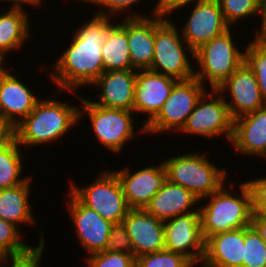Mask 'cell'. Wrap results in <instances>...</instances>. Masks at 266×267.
<instances>
[{"instance_id": "1", "label": "cell", "mask_w": 266, "mask_h": 267, "mask_svg": "<svg viewBox=\"0 0 266 267\" xmlns=\"http://www.w3.org/2000/svg\"><path fill=\"white\" fill-rule=\"evenodd\" d=\"M86 24L77 27L71 44L61 53L53 65L50 79L57 92L74 91L78 87L91 86L104 72L101 49L111 23L109 16L94 14Z\"/></svg>"}, {"instance_id": "2", "label": "cell", "mask_w": 266, "mask_h": 267, "mask_svg": "<svg viewBox=\"0 0 266 267\" xmlns=\"http://www.w3.org/2000/svg\"><path fill=\"white\" fill-rule=\"evenodd\" d=\"M54 99L41 98L34 109L14 127V138L20 146L31 147L52 143L66 136L79 122L76 106Z\"/></svg>"}, {"instance_id": "3", "label": "cell", "mask_w": 266, "mask_h": 267, "mask_svg": "<svg viewBox=\"0 0 266 267\" xmlns=\"http://www.w3.org/2000/svg\"><path fill=\"white\" fill-rule=\"evenodd\" d=\"M225 183L214 193L206 197L207 204L198 205L200 213V226L203 239L210 236L248 227L251 225L252 201L251 191L246 182L240 184V194H232Z\"/></svg>"}, {"instance_id": "4", "label": "cell", "mask_w": 266, "mask_h": 267, "mask_svg": "<svg viewBox=\"0 0 266 267\" xmlns=\"http://www.w3.org/2000/svg\"><path fill=\"white\" fill-rule=\"evenodd\" d=\"M209 161L206 155L191 152L163 162L170 182L181 185L202 200L217 191L227 179V170Z\"/></svg>"}, {"instance_id": "5", "label": "cell", "mask_w": 266, "mask_h": 267, "mask_svg": "<svg viewBox=\"0 0 266 267\" xmlns=\"http://www.w3.org/2000/svg\"><path fill=\"white\" fill-rule=\"evenodd\" d=\"M231 34L229 29L194 52L199 64L194 77L203 85L209 81L210 89H217L244 62V52L235 46Z\"/></svg>"}, {"instance_id": "6", "label": "cell", "mask_w": 266, "mask_h": 267, "mask_svg": "<svg viewBox=\"0 0 266 267\" xmlns=\"http://www.w3.org/2000/svg\"><path fill=\"white\" fill-rule=\"evenodd\" d=\"M170 19L167 17L155 29L154 56L149 70L187 80L194 77L195 66L191 65L188 57V53H191L194 58V52L179 33L178 26Z\"/></svg>"}, {"instance_id": "7", "label": "cell", "mask_w": 266, "mask_h": 267, "mask_svg": "<svg viewBox=\"0 0 266 267\" xmlns=\"http://www.w3.org/2000/svg\"><path fill=\"white\" fill-rule=\"evenodd\" d=\"M74 95L80 98L81 106L83 105L82 110L79 109V120L87 113L97 140L105 149L119 154L125 144L133 140L136 134L134 111L105 108L94 104L92 100H86L83 95Z\"/></svg>"}, {"instance_id": "8", "label": "cell", "mask_w": 266, "mask_h": 267, "mask_svg": "<svg viewBox=\"0 0 266 267\" xmlns=\"http://www.w3.org/2000/svg\"><path fill=\"white\" fill-rule=\"evenodd\" d=\"M99 173L93 183L79 188L70 182V192L85 206L95 210L102 218L111 222H122L130 211L122 186L115 172Z\"/></svg>"}, {"instance_id": "9", "label": "cell", "mask_w": 266, "mask_h": 267, "mask_svg": "<svg viewBox=\"0 0 266 267\" xmlns=\"http://www.w3.org/2000/svg\"><path fill=\"white\" fill-rule=\"evenodd\" d=\"M206 91L196 77L178 80L157 115L144 126V134L180 131Z\"/></svg>"}, {"instance_id": "10", "label": "cell", "mask_w": 266, "mask_h": 267, "mask_svg": "<svg viewBox=\"0 0 266 267\" xmlns=\"http://www.w3.org/2000/svg\"><path fill=\"white\" fill-rule=\"evenodd\" d=\"M207 92L199 99L179 132L212 139L223 135L231 142L234 119L226 104V96L217 89Z\"/></svg>"}, {"instance_id": "11", "label": "cell", "mask_w": 266, "mask_h": 267, "mask_svg": "<svg viewBox=\"0 0 266 267\" xmlns=\"http://www.w3.org/2000/svg\"><path fill=\"white\" fill-rule=\"evenodd\" d=\"M164 221L165 250L181 254L194 265L205 255V240L200 226L199 209Z\"/></svg>"}, {"instance_id": "12", "label": "cell", "mask_w": 266, "mask_h": 267, "mask_svg": "<svg viewBox=\"0 0 266 267\" xmlns=\"http://www.w3.org/2000/svg\"><path fill=\"white\" fill-rule=\"evenodd\" d=\"M186 21L181 29V35L193 52L231 29L223 17L217 0L197 2Z\"/></svg>"}, {"instance_id": "13", "label": "cell", "mask_w": 266, "mask_h": 267, "mask_svg": "<svg viewBox=\"0 0 266 267\" xmlns=\"http://www.w3.org/2000/svg\"><path fill=\"white\" fill-rule=\"evenodd\" d=\"M129 169L125 166L124 169L114 172L120 181L128 206L131 209H143L168 181L165 164L162 161L158 166H147L135 172Z\"/></svg>"}, {"instance_id": "14", "label": "cell", "mask_w": 266, "mask_h": 267, "mask_svg": "<svg viewBox=\"0 0 266 267\" xmlns=\"http://www.w3.org/2000/svg\"><path fill=\"white\" fill-rule=\"evenodd\" d=\"M66 206L76 228L77 238L89 256L106 249L113 223L102 218L95 210L83 205L70 191Z\"/></svg>"}, {"instance_id": "15", "label": "cell", "mask_w": 266, "mask_h": 267, "mask_svg": "<svg viewBox=\"0 0 266 267\" xmlns=\"http://www.w3.org/2000/svg\"><path fill=\"white\" fill-rule=\"evenodd\" d=\"M127 14L126 32L132 67L135 70L150 69L154 56L155 29L166 17L160 14L151 17L141 13L138 15L130 10Z\"/></svg>"}, {"instance_id": "16", "label": "cell", "mask_w": 266, "mask_h": 267, "mask_svg": "<svg viewBox=\"0 0 266 267\" xmlns=\"http://www.w3.org/2000/svg\"><path fill=\"white\" fill-rule=\"evenodd\" d=\"M177 81L172 76L149 69L137 70L133 111L149 117L143 121L140 132H144V126L157 115Z\"/></svg>"}, {"instance_id": "17", "label": "cell", "mask_w": 266, "mask_h": 267, "mask_svg": "<svg viewBox=\"0 0 266 267\" xmlns=\"http://www.w3.org/2000/svg\"><path fill=\"white\" fill-rule=\"evenodd\" d=\"M220 93H230L226 100L233 119L254 112L265 106L254 72L244 63L237 68L218 88Z\"/></svg>"}, {"instance_id": "18", "label": "cell", "mask_w": 266, "mask_h": 267, "mask_svg": "<svg viewBox=\"0 0 266 267\" xmlns=\"http://www.w3.org/2000/svg\"><path fill=\"white\" fill-rule=\"evenodd\" d=\"M135 258L165 249L164 221L144 209H130L123 219Z\"/></svg>"}, {"instance_id": "19", "label": "cell", "mask_w": 266, "mask_h": 267, "mask_svg": "<svg viewBox=\"0 0 266 267\" xmlns=\"http://www.w3.org/2000/svg\"><path fill=\"white\" fill-rule=\"evenodd\" d=\"M14 74L0 67V115L14 128L41 99Z\"/></svg>"}, {"instance_id": "20", "label": "cell", "mask_w": 266, "mask_h": 267, "mask_svg": "<svg viewBox=\"0 0 266 267\" xmlns=\"http://www.w3.org/2000/svg\"><path fill=\"white\" fill-rule=\"evenodd\" d=\"M137 70L103 72L91 87H99L100 100L94 104L105 108L133 111Z\"/></svg>"}, {"instance_id": "21", "label": "cell", "mask_w": 266, "mask_h": 267, "mask_svg": "<svg viewBox=\"0 0 266 267\" xmlns=\"http://www.w3.org/2000/svg\"><path fill=\"white\" fill-rule=\"evenodd\" d=\"M231 144L245 156H266V105L234 119Z\"/></svg>"}, {"instance_id": "22", "label": "cell", "mask_w": 266, "mask_h": 267, "mask_svg": "<svg viewBox=\"0 0 266 267\" xmlns=\"http://www.w3.org/2000/svg\"><path fill=\"white\" fill-rule=\"evenodd\" d=\"M244 227L221 232L205 241L204 267H242Z\"/></svg>"}, {"instance_id": "23", "label": "cell", "mask_w": 266, "mask_h": 267, "mask_svg": "<svg viewBox=\"0 0 266 267\" xmlns=\"http://www.w3.org/2000/svg\"><path fill=\"white\" fill-rule=\"evenodd\" d=\"M199 201L188 189L168 180L143 209L159 220L166 221L193 212V207H196Z\"/></svg>"}, {"instance_id": "24", "label": "cell", "mask_w": 266, "mask_h": 267, "mask_svg": "<svg viewBox=\"0 0 266 267\" xmlns=\"http://www.w3.org/2000/svg\"><path fill=\"white\" fill-rule=\"evenodd\" d=\"M31 178L17 186L0 189V218L13 223L16 226L20 224L33 225L35 219L32 212V206L29 204ZM19 223V225H18Z\"/></svg>"}, {"instance_id": "25", "label": "cell", "mask_w": 266, "mask_h": 267, "mask_svg": "<svg viewBox=\"0 0 266 267\" xmlns=\"http://www.w3.org/2000/svg\"><path fill=\"white\" fill-rule=\"evenodd\" d=\"M0 10V61L4 64L5 54L17 51L29 40L31 26L27 11L9 8L5 13Z\"/></svg>"}, {"instance_id": "26", "label": "cell", "mask_w": 266, "mask_h": 267, "mask_svg": "<svg viewBox=\"0 0 266 267\" xmlns=\"http://www.w3.org/2000/svg\"><path fill=\"white\" fill-rule=\"evenodd\" d=\"M123 22L113 24L103 43L101 54L104 72L134 69L130 60L126 32V17Z\"/></svg>"}, {"instance_id": "27", "label": "cell", "mask_w": 266, "mask_h": 267, "mask_svg": "<svg viewBox=\"0 0 266 267\" xmlns=\"http://www.w3.org/2000/svg\"><path fill=\"white\" fill-rule=\"evenodd\" d=\"M22 150L15 138L0 147V189L17 186L28 179V176H20L23 171Z\"/></svg>"}, {"instance_id": "28", "label": "cell", "mask_w": 266, "mask_h": 267, "mask_svg": "<svg viewBox=\"0 0 266 267\" xmlns=\"http://www.w3.org/2000/svg\"><path fill=\"white\" fill-rule=\"evenodd\" d=\"M254 72L263 101L266 104V42L253 40L244 50V62Z\"/></svg>"}, {"instance_id": "29", "label": "cell", "mask_w": 266, "mask_h": 267, "mask_svg": "<svg viewBox=\"0 0 266 267\" xmlns=\"http://www.w3.org/2000/svg\"><path fill=\"white\" fill-rule=\"evenodd\" d=\"M242 267H266V242L252 225L244 227Z\"/></svg>"}, {"instance_id": "30", "label": "cell", "mask_w": 266, "mask_h": 267, "mask_svg": "<svg viewBox=\"0 0 266 267\" xmlns=\"http://www.w3.org/2000/svg\"><path fill=\"white\" fill-rule=\"evenodd\" d=\"M229 26L246 17L260 15L261 0H217Z\"/></svg>"}, {"instance_id": "31", "label": "cell", "mask_w": 266, "mask_h": 267, "mask_svg": "<svg viewBox=\"0 0 266 267\" xmlns=\"http://www.w3.org/2000/svg\"><path fill=\"white\" fill-rule=\"evenodd\" d=\"M185 256L168 250L146 254L135 258V267H193Z\"/></svg>"}, {"instance_id": "32", "label": "cell", "mask_w": 266, "mask_h": 267, "mask_svg": "<svg viewBox=\"0 0 266 267\" xmlns=\"http://www.w3.org/2000/svg\"><path fill=\"white\" fill-rule=\"evenodd\" d=\"M22 240L19 228L0 218V250L5 255H16L28 251L32 246Z\"/></svg>"}, {"instance_id": "33", "label": "cell", "mask_w": 266, "mask_h": 267, "mask_svg": "<svg viewBox=\"0 0 266 267\" xmlns=\"http://www.w3.org/2000/svg\"><path fill=\"white\" fill-rule=\"evenodd\" d=\"M40 233L41 239L38 246H32L28 251L21 254L6 255L0 260V267H39L45 248L44 236L41 231ZM6 261H9L10 264Z\"/></svg>"}, {"instance_id": "34", "label": "cell", "mask_w": 266, "mask_h": 267, "mask_svg": "<svg viewBox=\"0 0 266 267\" xmlns=\"http://www.w3.org/2000/svg\"><path fill=\"white\" fill-rule=\"evenodd\" d=\"M88 267H135L133 254L102 251L85 258Z\"/></svg>"}, {"instance_id": "35", "label": "cell", "mask_w": 266, "mask_h": 267, "mask_svg": "<svg viewBox=\"0 0 266 267\" xmlns=\"http://www.w3.org/2000/svg\"><path fill=\"white\" fill-rule=\"evenodd\" d=\"M106 251L133 254V247L124 222L111 226Z\"/></svg>"}, {"instance_id": "36", "label": "cell", "mask_w": 266, "mask_h": 267, "mask_svg": "<svg viewBox=\"0 0 266 267\" xmlns=\"http://www.w3.org/2000/svg\"><path fill=\"white\" fill-rule=\"evenodd\" d=\"M81 2H87L93 4L94 6L101 7L100 11L95 12L99 16H109L112 18L116 13L121 15L125 13L124 11L132 9V5L139 4L142 0H79ZM139 1V2H138ZM103 8V9H102ZM111 14V15H110Z\"/></svg>"}, {"instance_id": "37", "label": "cell", "mask_w": 266, "mask_h": 267, "mask_svg": "<svg viewBox=\"0 0 266 267\" xmlns=\"http://www.w3.org/2000/svg\"><path fill=\"white\" fill-rule=\"evenodd\" d=\"M246 184L251 191L252 211L266 212V178L249 179Z\"/></svg>"}, {"instance_id": "38", "label": "cell", "mask_w": 266, "mask_h": 267, "mask_svg": "<svg viewBox=\"0 0 266 267\" xmlns=\"http://www.w3.org/2000/svg\"><path fill=\"white\" fill-rule=\"evenodd\" d=\"M204 0H158L154 9L151 11L152 15H162L164 17H170V15L180 10L185 6L190 5L191 2L197 3Z\"/></svg>"}, {"instance_id": "39", "label": "cell", "mask_w": 266, "mask_h": 267, "mask_svg": "<svg viewBox=\"0 0 266 267\" xmlns=\"http://www.w3.org/2000/svg\"><path fill=\"white\" fill-rule=\"evenodd\" d=\"M251 225L257 230L261 238L266 242V212H253Z\"/></svg>"}, {"instance_id": "40", "label": "cell", "mask_w": 266, "mask_h": 267, "mask_svg": "<svg viewBox=\"0 0 266 267\" xmlns=\"http://www.w3.org/2000/svg\"><path fill=\"white\" fill-rule=\"evenodd\" d=\"M14 138V128L0 115V147Z\"/></svg>"}, {"instance_id": "41", "label": "cell", "mask_w": 266, "mask_h": 267, "mask_svg": "<svg viewBox=\"0 0 266 267\" xmlns=\"http://www.w3.org/2000/svg\"><path fill=\"white\" fill-rule=\"evenodd\" d=\"M261 17V26L256 31L255 39L256 41L266 42V0H261L260 2V15Z\"/></svg>"}, {"instance_id": "42", "label": "cell", "mask_w": 266, "mask_h": 267, "mask_svg": "<svg viewBox=\"0 0 266 267\" xmlns=\"http://www.w3.org/2000/svg\"><path fill=\"white\" fill-rule=\"evenodd\" d=\"M1 1V0H0ZM2 1H6V2H12V6L9 7V8H12V9H23L24 10V7L25 5L23 4H28L30 6H38L40 5V3L43 1V0H2Z\"/></svg>"}, {"instance_id": "43", "label": "cell", "mask_w": 266, "mask_h": 267, "mask_svg": "<svg viewBox=\"0 0 266 267\" xmlns=\"http://www.w3.org/2000/svg\"><path fill=\"white\" fill-rule=\"evenodd\" d=\"M6 255L0 250V260L3 259Z\"/></svg>"}]
</instances>
